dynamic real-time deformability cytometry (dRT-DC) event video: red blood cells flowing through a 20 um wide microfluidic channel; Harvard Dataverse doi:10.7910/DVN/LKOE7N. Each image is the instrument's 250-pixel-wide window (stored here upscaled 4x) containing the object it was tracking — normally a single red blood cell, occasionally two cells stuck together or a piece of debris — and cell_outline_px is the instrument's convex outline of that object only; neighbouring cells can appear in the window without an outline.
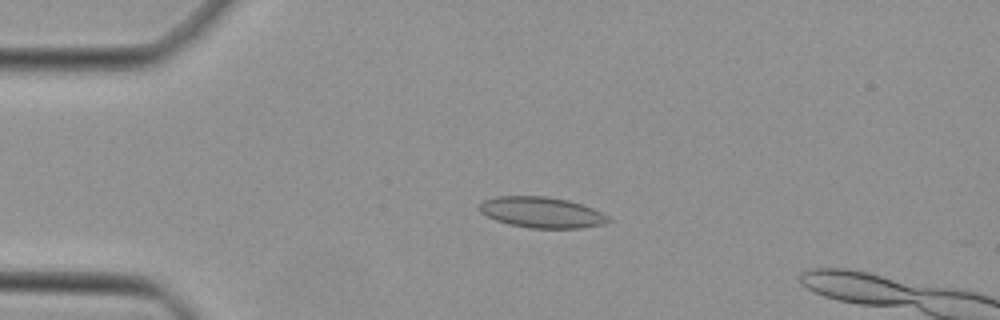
{"species": "Egyptian fruit bat (a non-hibernating species)", "species_latin": "Rousettus aegyptiacus", "temperature_condition": "cold", "stored_images_in_passage": 45, "camera_frame_rate_fps": 3000, "um_per_image_px": 0.085, "animal": {"sex": "female"}, "frame": {"image": 1, "passage_image": 11, "time_ms": 3.333, "image_size_px": [1000, 320], "cell_outline_px": [[612, 220], [604, 224], [580, 228], [528, 228], [508, 224], [496, 220], [480, 212], [480, 204], [484, 200], [496, 196], [548, 196], [568, 200], [592, 208], [608, 216]], "centroid_in_image_um": [46.04, 18.05], "position_along_channel_um": 39.0, "area_um2": 23.12}}
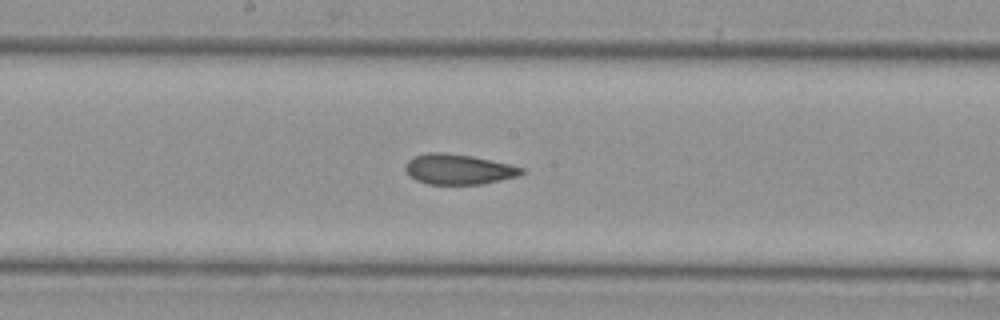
{"frame": {"image": 2, "passage_image": 25, "time_ms": 8.0, "image_size_px": [1000, 320], "cell_outline_px": [[524, 172], [516, 176], [500, 180], [480, 184], [428, 184], [416, 180], [404, 168], [408, 160], [412, 156], [428, 152], [444, 152], [472, 156], [508, 164], [524, 168]], "centroid_in_image_um": [38.93, 14.37], "position_along_channel_um": 209.3, "area_um2": 20.29}}
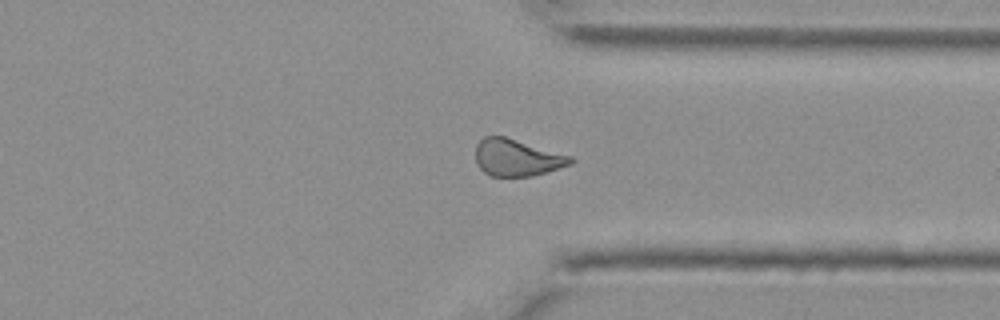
{"frame": {"image": 3, "passage_image": 36, "time_ms": 11.667, "image_size_px": [1000, 320], "cell_outline_px": [[576, 160], [572, 164], [532, 176], [492, 176], [484, 172], [476, 164], [476, 144], [484, 136], [504, 136], [572, 156]], "centroid_in_image_um": [43.94, 13.4], "position_along_channel_um": 367.5, "area_um2": 20.4}}